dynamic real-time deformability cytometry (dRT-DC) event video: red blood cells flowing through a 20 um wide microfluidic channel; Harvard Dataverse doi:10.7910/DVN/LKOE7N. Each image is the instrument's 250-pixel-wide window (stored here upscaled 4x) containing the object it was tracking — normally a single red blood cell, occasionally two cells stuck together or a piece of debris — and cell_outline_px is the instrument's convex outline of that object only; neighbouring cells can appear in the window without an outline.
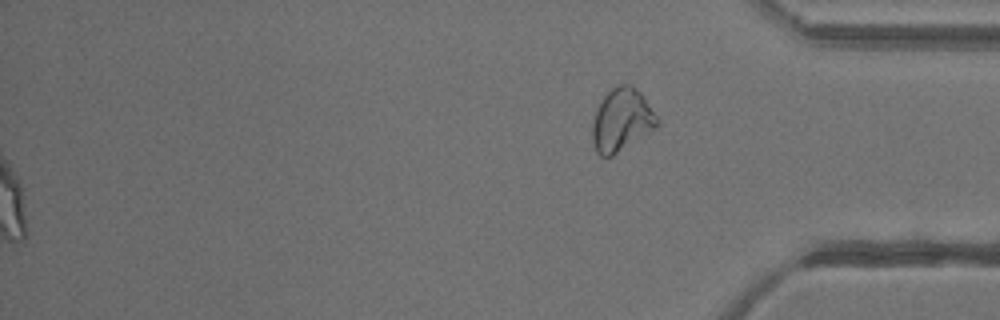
{"species": "common noctule bat (a hibernating species)", "species_latin": "Nyctalus noctula", "temperature_condition": "warm", "stored_images_in_passage": 50, "segment_of_instrument_passage": [2, 2], "camera_frame_rate_fps": 3000, "um_per_image_px": 0.085, "animal": {"sex": "female"}, "frame": {"image": 1, "passage_image": 50, "time_ms": 16.333, "image_size_px": [1000, 320], "cell_outline_px": [[660, 124], [656, 128], [612, 156], [600, 156], [596, 152], [592, 140], [592, 124], [596, 108], [600, 100], [616, 84], [632, 84], [644, 96], [660, 120]], "centroid_in_image_um": [52.85, 10.18], "position_along_channel_um": 382.4, "area_um2": 23.99}}